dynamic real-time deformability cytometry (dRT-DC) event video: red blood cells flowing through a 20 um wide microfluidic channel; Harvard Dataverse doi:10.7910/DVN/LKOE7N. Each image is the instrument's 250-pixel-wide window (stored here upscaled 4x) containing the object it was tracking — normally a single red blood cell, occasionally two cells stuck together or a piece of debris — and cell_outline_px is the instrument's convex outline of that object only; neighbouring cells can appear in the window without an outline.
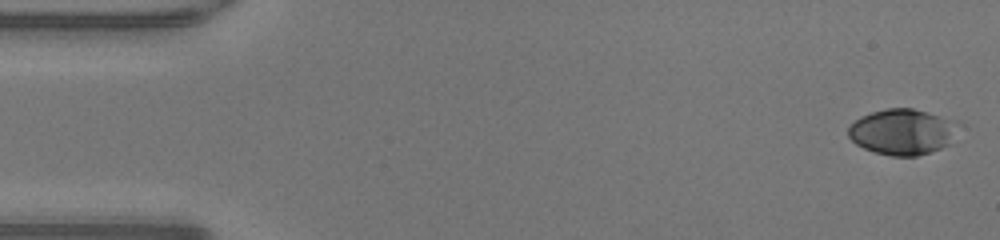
{"species": "human", "species_latin": "Homo sapiens", "temperature_condition": "warm", "stored_images_in_passage": 48, "camera_frame_rate_fps": 3000, "um_per_image_px": 0.085, "donor": {"sex": "male"}, "frame": {"image": 1, "passage_image": 1, "time_ms": 0.0, "image_size_px": [1000, 240], "cell_outline_px": [[960, 124], [952, 144], [916, 156], [892, 156], [876, 152], [864, 148], [856, 144], [848, 136], [848, 128], [860, 116], [884, 108], [912, 108], [956, 120]], "centroid_in_image_um": [76.75, 11.2], "position_along_channel_um": 8.3, "area_um2": 29.54}}
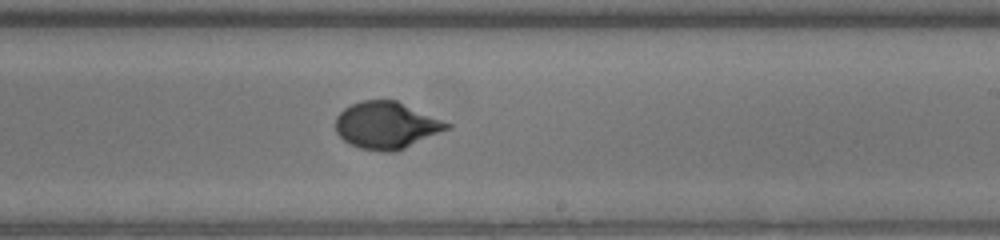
{"frame": {"image": 2, "passage_image": 28, "time_ms": 9.0, "image_size_px": [1000, 240], "cell_outline_px": [[452, 128], [396, 152], [388, 152], [360, 148], [344, 140], [336, 132], [336, 116], [344, 108], [352, 104], [364, 100], [396, 100], [452, 124]], "centroid_in_image_um": [32.87, 10.65], "position_along_channel_um": 256.1, "area_um2": 30.4}}
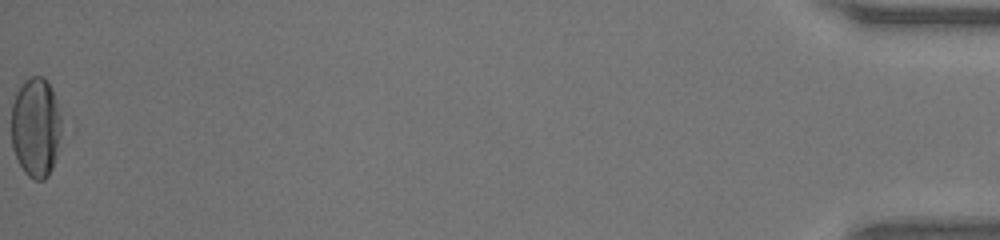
{"frame": {"image": 3, "passage_image": 48, "time_ms": 15.667, "image_size_px": [1000, 240], "cell_outline_px": [[60, 136], [56, 156], [52, 168], [48, 176], [44, 180], [36, 180], [28, 176], [24, 172], [12, 148], [12, 104], [16, 92], [32, 76], [44, 76], [52, 88], [56, 100], [60, 116]], "centroid_in_image_um": [3.04, 10.84], "position_along_channel_um": 432.2, "area_um2": 28.9}, "authors_computed_cell_mechanics": {"area_um2": 29.3913, "velocity_mm_per_s": 4.3184, "shape_relaxation_time_tau1_ms": 5.6374, "shape_relaxation_time_tau2_ms": null, "deformation_change_tau1": 0.2424, "deformation_change_tau2": null}}